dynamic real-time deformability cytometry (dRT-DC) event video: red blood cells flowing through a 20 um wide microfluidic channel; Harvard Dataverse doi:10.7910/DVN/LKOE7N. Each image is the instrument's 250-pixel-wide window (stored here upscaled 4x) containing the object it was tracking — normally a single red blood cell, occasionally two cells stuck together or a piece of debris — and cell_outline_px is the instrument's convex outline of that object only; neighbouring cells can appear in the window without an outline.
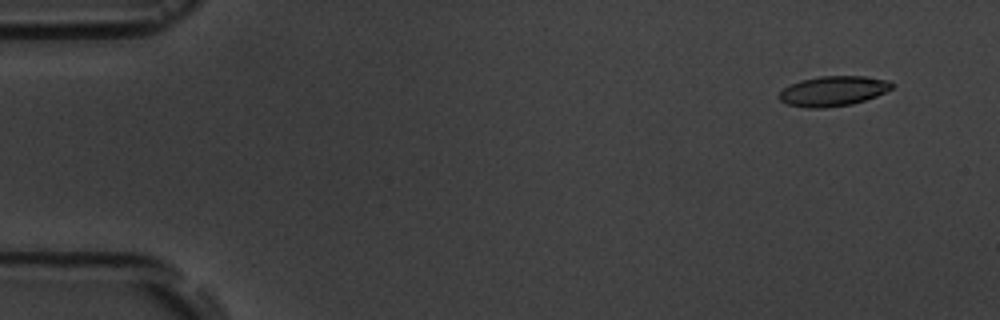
{"species": "common noctule bat (a hibernating species)", "species_latin": "Nyctalus noctula", "temperature_condition": "room temperature", "stored_images_in_passage": 7, "camera_frame_rate_fps": 3000, "um_per_image_px": 0.085, "animal": {"sex": "male", "body_mass_g": 19.5, "forearm_length_mm": 54.6}, "frame": {"image": 1, "passage_image": 2, "time_ms": 1.0, "image_size_px": [1000, 320], "cell_outline_px": [[896, 84], [892, 88], [876, 96], [852, 104], [824, 108], [804, 108], [788, 104], [780, 100], [776, 96], [784, 88], [800, 80], [820, 76], [864, 76], [888, 80]], "centroid_in_image_um": [70.81, 7.74], "position_along_channel_um": 14.2, "area_um2": 19.77}}
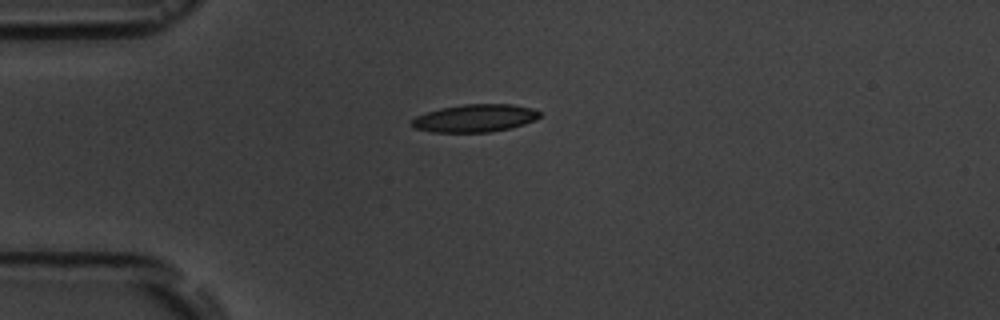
{"frame": {"image": 2, "passage_image": 5, "time_ms": 4.333, "image_size_px": [1000, 320], "cell_outline_px": [[540, 116], [536, 120], [524, 124], [492, 132], [432, 132], [416, 128], [408, 124], [416, 116], [440, 108], [464, 104], [512, 104], [532, 108], [540, 112]], "centroid_in_image_um": [40.37, 10.04], "position_along_channel_um": 44.6, "area_um2": 20.63}}
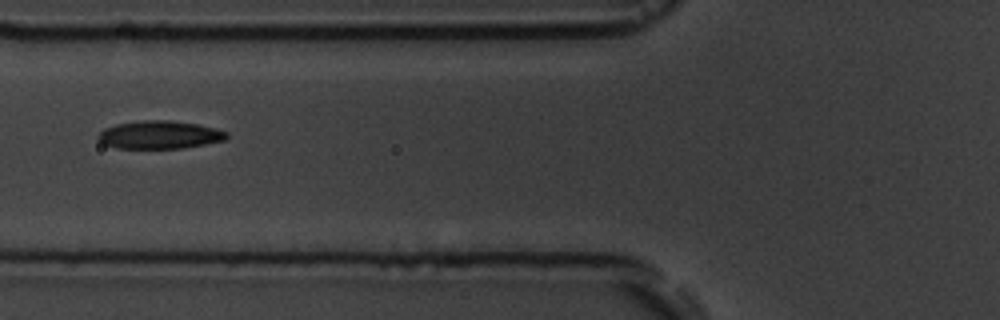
{"frame": {"image": 3, "passage_image": 7, "time_ms": 6.667, "image_size_px": [1000, 320], "cell_outline_px": [[228, 136], [224, 140], [184, 148], [116, 148], [104, 144], [96, 136], [104, 128], [116, 124], [144, 120], [168, 120], [196, 124], [216, 128], [228, 132]], "centroid_in_image_um": [13.56, 11.46], "position_along_channel_um": 112.2, "area_um2": 20.87}}